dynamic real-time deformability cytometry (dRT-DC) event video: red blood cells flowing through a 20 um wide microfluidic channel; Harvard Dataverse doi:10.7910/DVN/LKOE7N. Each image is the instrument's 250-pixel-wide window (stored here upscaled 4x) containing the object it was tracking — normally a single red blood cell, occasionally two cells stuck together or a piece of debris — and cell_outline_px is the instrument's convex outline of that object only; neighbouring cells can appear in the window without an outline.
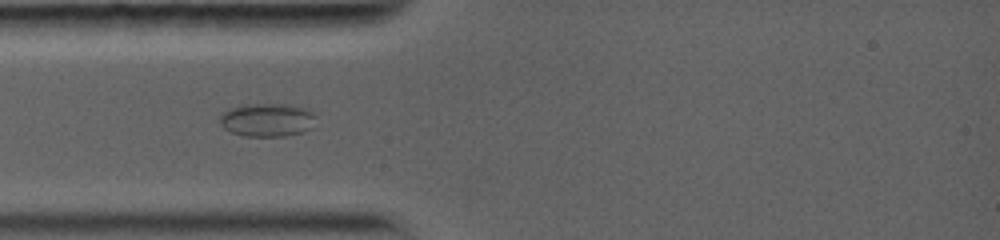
{"species": "common noctule bat (a hibernating species)", "species_latin": "Nyctalus noctula", "temperature_condition": "warm", "stored_images_in_passage": 6, "camera_frame_rate_fps": 5000, "um_per_image_px": 0.085, "animal": {"sex": "female", "body_mass_g": 19.0, "forearm_length_mm": 56.7}, "frame": {"image": 1, "passage_image": 4, "time_ms": 2.6, "image_size_px": [1000, 240], "cell_outline_px": [[316, 116], [312, 128], [304, 132], [284, 136], [244, 136], [232, 132], [224, 128], [220, 124], [220, 112], [228, 108], [244, 104], [292, 104], [304, 108], [312, 112]], "centroid_in_image_um": [22.7, 10.18], "position_along_channel_um": 62.3, "area_um2": 18.96}}
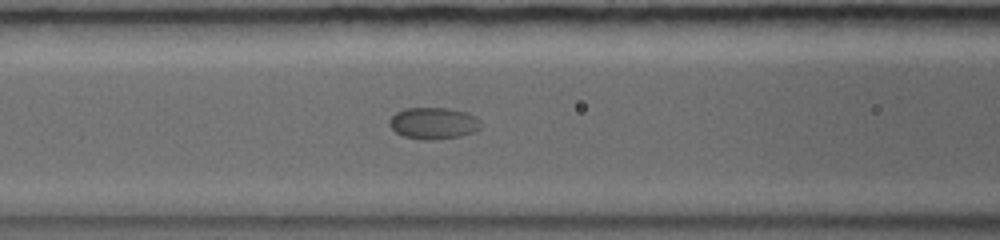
{"frame": {"image": 2, "passage_image": 6, "time_ms": 4.4, "image_size_px": [1000, 240], "cell_outline_px": [[484, 124], [480, 128], [472, 132], [460, 136], [428, 140], [424, 140], [404, 136], [396, 132], [388, 124], [388, 120], [396, 112], [404, 108], [448, 108], [468, 112], [476, 116]], "centroid_in_image_um": [36.86, 10.46], "position_along_channel_um": 129.7, "area_um2": 16.99}}